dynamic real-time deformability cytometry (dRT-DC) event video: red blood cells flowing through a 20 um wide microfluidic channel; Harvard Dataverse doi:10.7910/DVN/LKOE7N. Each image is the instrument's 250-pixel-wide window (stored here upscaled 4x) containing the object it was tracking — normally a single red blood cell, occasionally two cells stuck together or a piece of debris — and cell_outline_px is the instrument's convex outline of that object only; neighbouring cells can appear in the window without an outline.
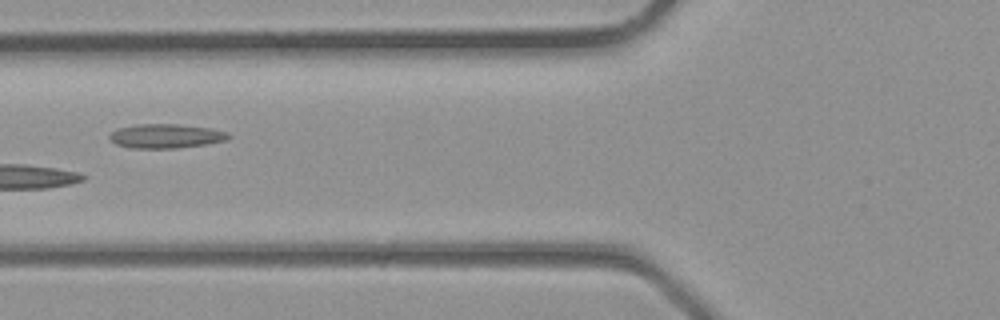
{"species": "common noctule bat (a hibernating species)", "species_latin": "Nyctalus noctula", "temperature_condition": "room temperature", "stored_images_in_passage": 5, "camera_frame_rate_fps": 3000, "um_per_image_px": 0.085, "animal": {"sex": "male", "body_mass_g": 23.1, "forearm_length_mm": 52.7}, "frame": {"image": 1, "passage_image": 5, "time_ms": 1.333, "image_size_px": [1000, 320], "cell_outline_px": [[232, 136], [228, 140], [204, 144], [176, 148], [132, 148], [116, 144], [108, 136], [116, 128], [140, 124], [180, 124], [212, 128], [228, 132]], "centroid_in_image_um": [14.14, 11.55], "position_along_channel_um": 111.7, "area_um2": 16.82}}